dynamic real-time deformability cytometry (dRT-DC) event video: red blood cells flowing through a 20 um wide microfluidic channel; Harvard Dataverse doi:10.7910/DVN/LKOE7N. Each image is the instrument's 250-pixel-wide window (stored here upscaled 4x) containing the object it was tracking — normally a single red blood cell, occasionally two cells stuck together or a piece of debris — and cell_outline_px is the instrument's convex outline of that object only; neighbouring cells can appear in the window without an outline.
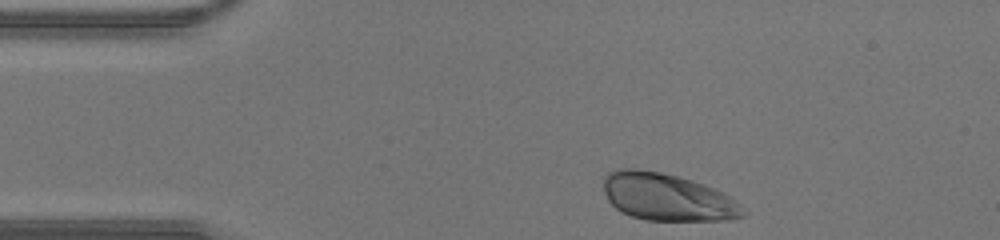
{"species": "human", "species_latin": "Homo sapiens", "temperature_condition": "warm", "stored_images_in_passage": 29, "camera_frame_rate_fps": 3000, "um_per_image_px": 0.085, "donor": {"sex": "male"}, "frame": {"image": 1, "passage_image": 1, "time_ms": 0.0, "image_size_px": [1000, 240], "cell_outline_px": [[748, 212], [744, 216], [720, 220], [648, 220], [632, 216], [620, 212], [608, 200], [604, 192], [604, 176], [608, 172], [620, 168], [632, 168], [660, 172], [692, 180], [704, 184], [724, 192], [736, 200]], "centroid_in_image_um": [56.72, 16.75], "position_along_channel_um": 28.3, "area_um2": 38.49}}
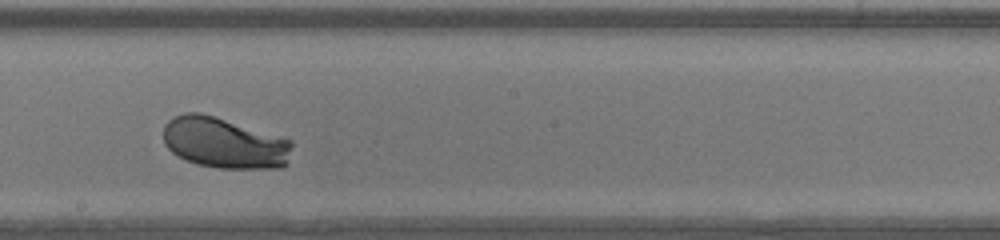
{"frame": {"image": 2, "passage_image": 18, "time_ms": 5.667, "image_size_px": [1000, 240], "cell_outline_px": [[292, 148], [288, 164], [280, 168], [220, 168], [196, 164], [172, 152], [164, 144], [164, 124], [168, 120], [184, 112], [200, 112], [292, 140]], "centroid_in_image_um": [19.07, 12.15], "position_along_channel_um": 229.1, "area_um2": 38.03}}
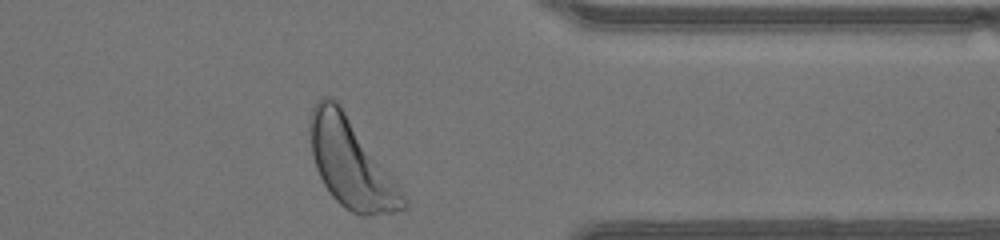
{"frame": {"image": 3, "passage_image": 29, "time_ms": 9.333, "image_size_px": [1000, 240], "cell_outline_px": [[408, 208], [392, 212], [372, 216], [360, 216], [344, 208], [332, 196], [324, 184], [316, 168], [312, 156], [308, 120], [312, 108], [316, 100], [324, 96], [332, 96], [340, 104], [404, 192], [408, 200]], "centroid_in_image_um": [29.82, 13.88], "position_along_channel_um": 381.6, "area_um2": 48.38}}